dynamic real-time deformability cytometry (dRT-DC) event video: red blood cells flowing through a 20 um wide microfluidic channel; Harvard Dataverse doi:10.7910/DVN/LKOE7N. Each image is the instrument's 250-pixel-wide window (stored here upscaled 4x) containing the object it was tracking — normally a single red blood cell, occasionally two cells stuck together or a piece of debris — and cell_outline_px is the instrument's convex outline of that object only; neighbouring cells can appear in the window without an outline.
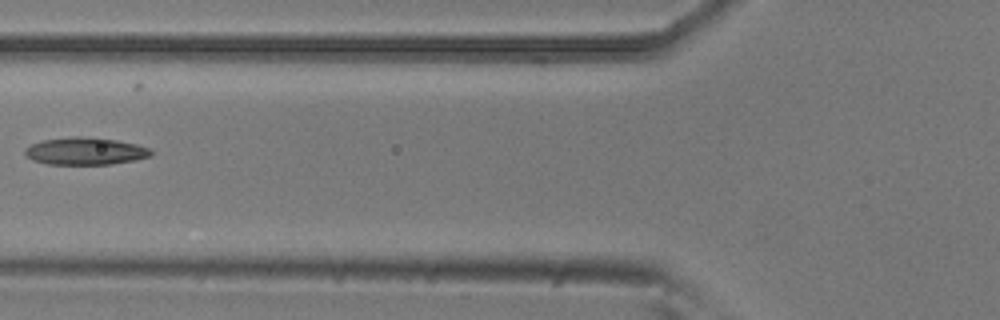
{"species": "common noctule bat (a hibernating species)", "species_latin": "Nyctalus noctula", "temperature_condition": "room temperature", "stored_images_in_passage": 3, "camera_frame_rate_fps": 3000, "um_per_image_px": 0.085, "animal": {"sex": "male", "body_mass_g": 20.5, "forearm_length_mm": 52.5}, "frame": {"image": 1, "passage_image": 3, "time_ms": 0.667, "image_size_px": [1000, 320], "cell_outline_px": [[152, 156], [136, 160], [112, 164], [48, 164], [32, 160], [24, 156], [24, 148], [32, 144], [44, 140], [72, 136], [80, 136], [116, 140], [136, 144], [148, 148], [152, 152]], "centroid_in_image_um": [7.23, 12.85], "position_along_channel_um": 118.6, "area_um2": 20.11}}